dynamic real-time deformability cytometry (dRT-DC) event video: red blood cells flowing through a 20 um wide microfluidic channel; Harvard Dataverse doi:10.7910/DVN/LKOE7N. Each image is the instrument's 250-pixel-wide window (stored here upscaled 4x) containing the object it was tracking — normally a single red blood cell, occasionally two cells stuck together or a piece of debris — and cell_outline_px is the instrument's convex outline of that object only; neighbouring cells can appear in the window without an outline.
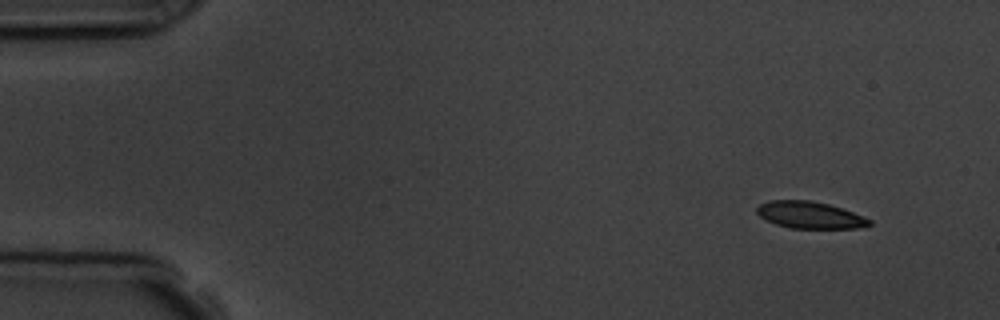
{"species": "common noctule bat (a hibernating species)", "species_latin": "Nyctalus noctula", "temperature_condition": "room temperature", "stored_images_in_passage": 5, "camera_frame_rate_fps": 3000, "um_per_image_px": 0.085, "animal": {"sex": "male", "body_mass_g": 19.5, "forearm_length_mm": 54.6}, "frame": {"image": 1, "passage_image": 1, "time_ms": 0.0, "image_size_px": [1000, 320], "cell_outline_px": [[872, 224], [864, 228], [792, 228], [776, 224], [760, 216], [756, 212], [756, 208], [760, 204], [768, 200], [812, 200], [828, 204], [864, 216], [872, 220]], "centroid_in_image_um": [68.86, 18.27], "position_along_channel_um": 16.1, "area_um2": 17.63}}